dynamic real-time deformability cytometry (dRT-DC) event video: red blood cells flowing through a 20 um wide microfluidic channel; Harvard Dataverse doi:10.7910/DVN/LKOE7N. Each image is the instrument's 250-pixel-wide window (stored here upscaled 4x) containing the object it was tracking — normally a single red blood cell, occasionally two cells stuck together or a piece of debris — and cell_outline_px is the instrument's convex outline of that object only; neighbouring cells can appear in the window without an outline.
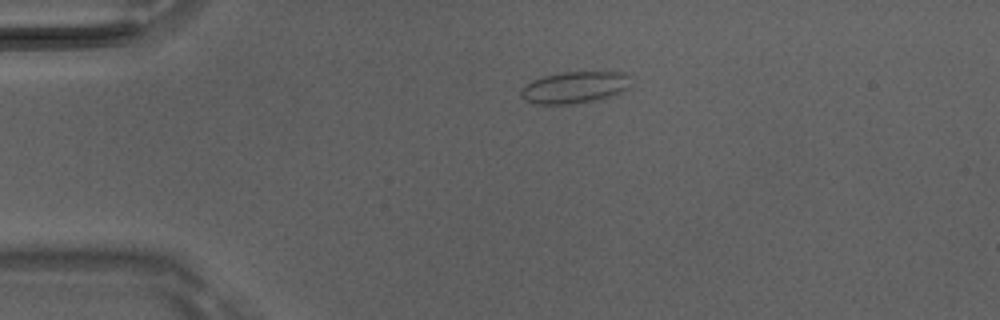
{"species": "Egyptian fruit bat (a non-hibernating species)", "species_latin": "Rousettus aegyptiacus", "temperature_condition": "room temperature", "stored_images_in_passage": 2, "camera_frame_rate_fps": 3000, "um_per_image_px": 0.085, "animal": {"sex": "male"}, "frame": {"image": 1, "passage_image": 1, "time_ms": 0.0, "image_size_px": [1000, 320], "cell_outline_px": [[628, 88], [620, 92], [596, 100], [568, 104], [536, 104], [524, 100], [520, 96], [520, 88], [532, 80], [544, 76], [564, 72], [624, 72], [628, 76]], "centroid_in_image_um": [48.77, 7.43], "position_along_channel_um": 36.2, "area_um2": 20.11}}